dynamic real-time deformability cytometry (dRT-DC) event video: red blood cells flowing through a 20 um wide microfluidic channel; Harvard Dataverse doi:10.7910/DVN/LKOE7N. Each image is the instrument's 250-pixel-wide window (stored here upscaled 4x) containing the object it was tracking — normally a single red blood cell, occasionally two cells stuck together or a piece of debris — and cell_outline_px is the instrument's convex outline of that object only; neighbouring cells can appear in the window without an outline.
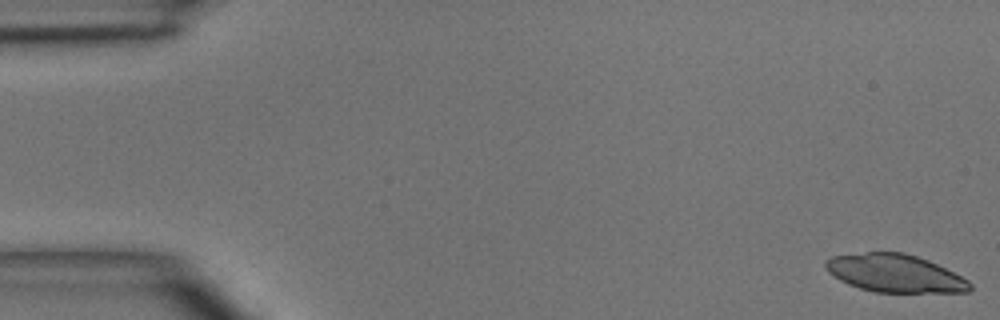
{"species": "common noctule bat (a hibernating species)", "species_latin": "Nyctalus noctula", "temperature_condition": "room temperature", "stored_images_in_passage": 5, "camera_frame_rate_fps": 3000, "um_per_image_px": 0.085, "animal": {"sex": "male", "body_mass_g": 15.6}, "frame": {"image": 1, "passage_image": 1, "time_ms": 0.0, "image_size_px": [1000, 320], "cell_outline_px": [[972, 288], [968, 292], [872, 292], [848, 284], [840, 280], [828, 272], [824, 268], [824, 260], [832, 256], [868, 252], [904, 252], [928, 260], [968, 280], [972, 284]], "centroid_in_image_um": [76.03, 23.23], "position_along_channel_um": 9.0, "area_um2": 31.79}}